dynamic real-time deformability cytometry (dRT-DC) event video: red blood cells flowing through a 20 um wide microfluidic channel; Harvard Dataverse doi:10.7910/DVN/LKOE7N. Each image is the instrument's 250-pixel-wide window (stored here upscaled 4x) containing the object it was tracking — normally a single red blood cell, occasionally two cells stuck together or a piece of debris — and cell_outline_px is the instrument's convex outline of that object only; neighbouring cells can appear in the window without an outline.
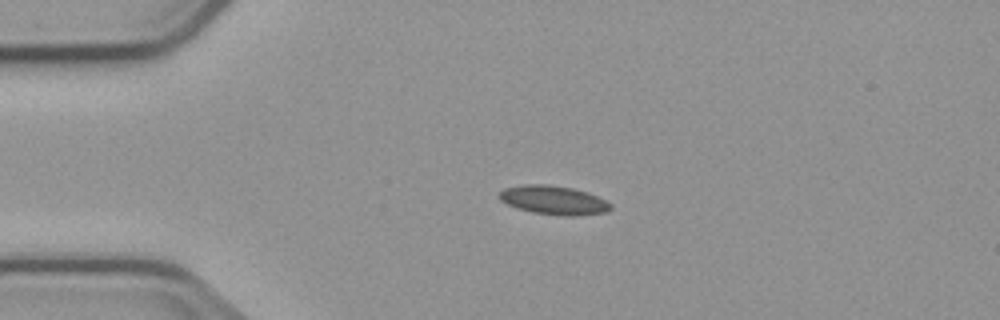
{"species": "common noctule bat (a hibernating species)", "species_latin": "Nyctalus noctula", "temperature_condition": "cold", "stored_images_in_passage": 3, "segment_of_instrument_passage": [1, 2], "camera_frame_rate_fps": 3000, "um_per_image_px": 0.085, "animal": {"sex": "male", "body_mass_g": 23.1, "forearm_length_mm": 52.7}, "frame": {"image": 1, "passage_image": 1, "time_ms": 0.0, "image_size_px": [1000, 320], "cell_outline_px": [[612, 208], [604, 212], [576, 216], [564, 216], [532, 212], [516, 208], [500, 200], [496, 196], [504, 188], [524, 184], [548, 184], [572, 188], [588, 192], [612, 204]], "centroid_in_image_um": [47.02, 17.01], "position_along_channel_um": 38.0, "area_um2": 18.79}}